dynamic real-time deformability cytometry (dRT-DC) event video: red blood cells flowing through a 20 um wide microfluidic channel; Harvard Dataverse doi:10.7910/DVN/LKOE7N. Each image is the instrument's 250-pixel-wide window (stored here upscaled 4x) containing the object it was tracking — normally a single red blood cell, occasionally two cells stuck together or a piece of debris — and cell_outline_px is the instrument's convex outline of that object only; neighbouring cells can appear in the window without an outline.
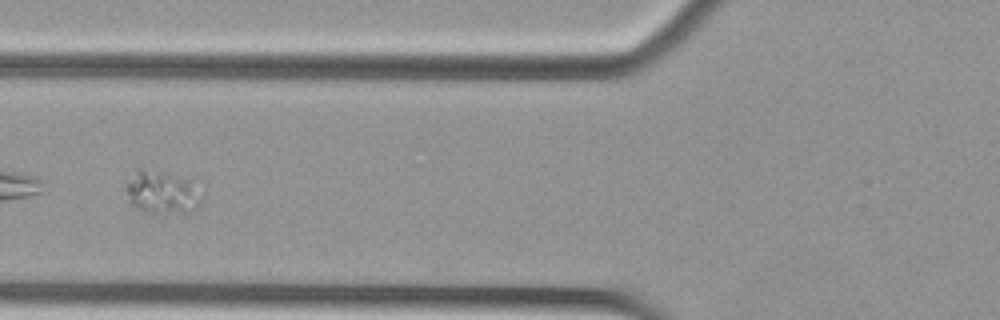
{"species": "Egyptian fruit bat (a non-hibernating species)", "species_latin": "Rousettus aegyptiacus", "temperature_condition": "cold", "stored_images_in_passage": 43, "camera_frame_rate_fps": 3000, "um_per_image_px": 0.085, "animal": {"sex": "female"}, "frame": {"image": 1, "passage_image": 11, "time_ms": 3.333, "image_size_px": [1000, 320], "cell_outline_px": [[200, 204], [192, 212], [148, 212], [132, 204], [124, 188], [136, 172], [140, 168], [180, 180], [188, 184], [200, 200]], "centroid_in_image_um": [13.66, 16.42], "position_along_channel_um": 112.1, "area_um2": 16.82}}
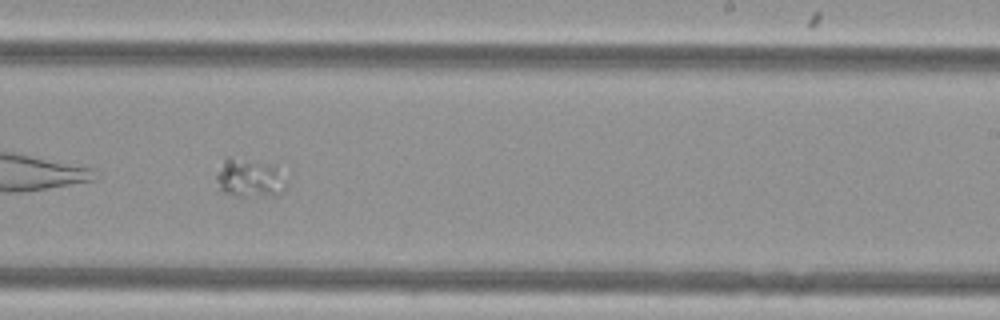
{"frame": {"image": 2, "passage_image": 24, "time_ms": 7.667, "image_size_px": [1000, 320], "cell_outline_px": [[288, 184], [284, 192], [276, 196], [236, 196], [220, 192], [216, 176], [224, 160], [228, 156], [276, 164], [288, 180]], "centroid_in_image_um": [21.3, 15.14], "position_along_channel_um": 267.7, "area_um2": 16.36}}
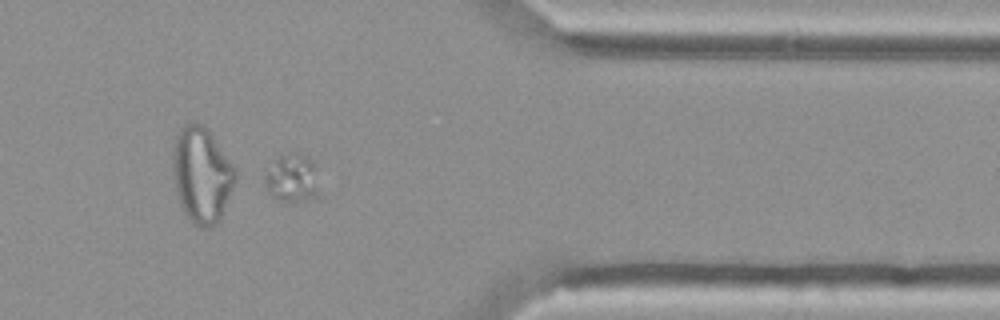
{"frame": {"image": 3, "passage_image": 35, "time_ms": 11.333, "image_size_px": [1000, 320], "cell_outline_px": [[320, 196], [300, 200], [280, 200], [272, 196], [268, 192], [264, 184], [264, 176], [276, 160], [280, 156], [288, 152], [300, 152], [312, 160]], "centroid_in_image_um": [24.83, 15.13], "position_along_channel_um": 386.6, "area_um2": 14.97}}